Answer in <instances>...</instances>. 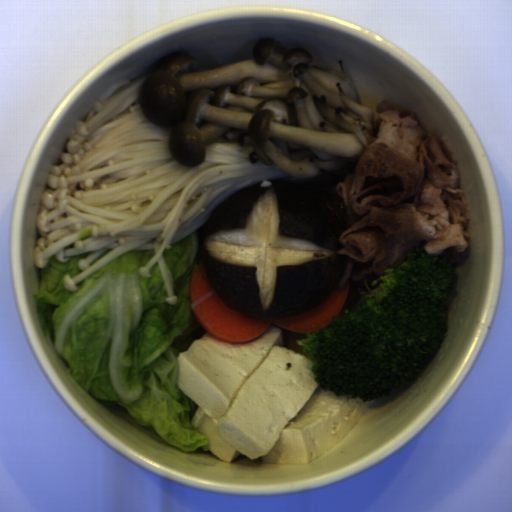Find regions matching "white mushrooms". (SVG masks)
<instances>
[{"mask_svg": "<svg viewBox=\"0 0 512 512\" xmlns=\"http://www.w3.org/2000/svg\"><path fill=\"white\" fill-rule=\"evenodd\" d=\"M261 38L249 60L191 71L196 59L171 52L141 83L140 110L170 127L176 164L198 167L209 142L251 145L250 164L279 170L325 195L352 173L382 123L363 104L339 61L318 65L304 48L285 53Z\"/></svg>", "mask_w": 512, "mask_h": 512, "instance_id": "1", "label": "white mushrooms"}]
</instances>
